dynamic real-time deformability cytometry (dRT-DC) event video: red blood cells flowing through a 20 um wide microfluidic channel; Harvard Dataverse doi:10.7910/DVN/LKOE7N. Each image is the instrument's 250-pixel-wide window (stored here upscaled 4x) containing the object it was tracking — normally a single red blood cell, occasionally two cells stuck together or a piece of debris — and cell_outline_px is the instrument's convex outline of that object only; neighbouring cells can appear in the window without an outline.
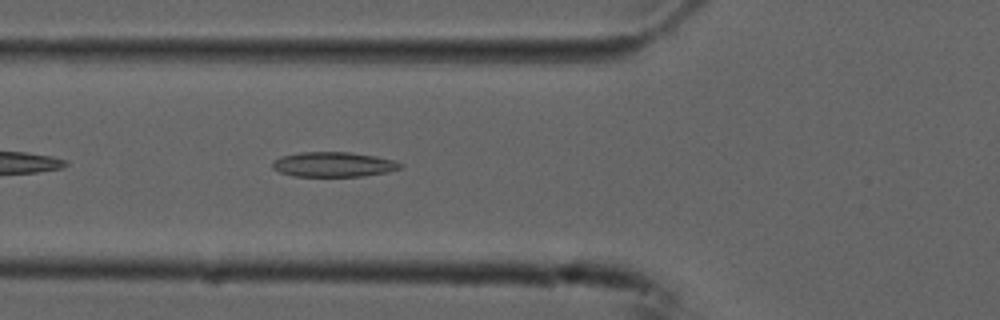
{"species": "common noctule bat (a hibernating species)", "species_latin": "Nyctalus noctula", "temperature_condition": "cold", "stored_images_in_passage": 39, "camera_frame_rate_fps": 3000, "um_per_image_px": 0.085, "animal": {"sex": "male", "forearm_length_mm": 52.5}, "frame": {"image": 1, "passage_image": 4, "time_ms": 1.0, "image_size_px": [1000, 320], "cell_outline_px": [[404, 164], [400, 168], [388, 172], [364, 176], [296, 176], [280, 172], [272, 168], [272, 164], [280, 156], [300, 152], [348, 152], [376, 156], [396, 160]], "centroid_in_image_um": [28.39, 13.97], "position_along_channel_um": 97.4, "area_um2": 18.55}}
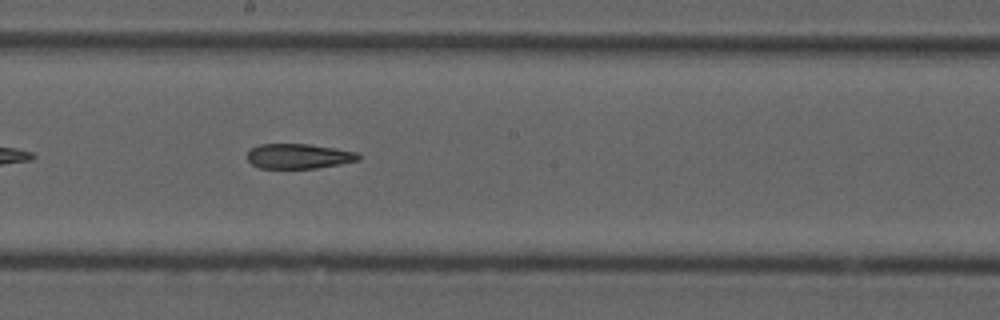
{"frame": {"image": 2, "passage_image": 14, "time_ms": 4.333, "image_size_px": [1000, 320], "cell_outline_px": [[364, 156], [360, 160], [340, 164], [316, 168], [260, 168], [252, 164], [248, 160], [248, 152], [252, 148], [260, 144], [308, 144], [356, 152]], "centroid_in_image_um": [25.42, 13.28], "position_along_channel_um": 222.8, "area_um2": 16.07}}
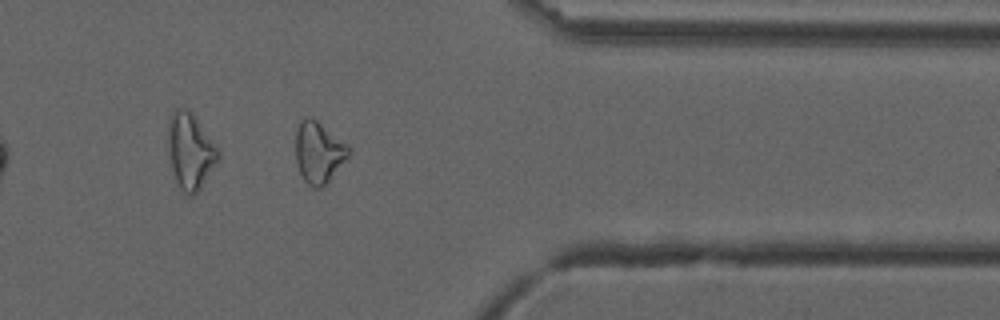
{"frame": {"image": 3, "passage_image": 28, "time_ms": 9.0, "image_size_px": [1000, 320], "cell_outline_px": [[352, 152], [324, 188], [312, 188], [304, 180], [300, 172], [296, 160], [296, 132], [300, 120], [304, 116], [312, 116], [348, 144], [352, 148]], "centroid_in_image_um": [27.12, 12.94], "position_along_channel_um": 384.3, "area_um2": 19.42}, "authors_computed_cell_mechanics": {"area_um2": 18.0336, "velocity_mm_per_s": 3.7563, "shape_relaxation_time_tau1_ms": null, "shape_relaxation_time_tau2_ms": 9.3882, "deformation_change_tau1": null, "deformation_change_tau2": 0.229}}